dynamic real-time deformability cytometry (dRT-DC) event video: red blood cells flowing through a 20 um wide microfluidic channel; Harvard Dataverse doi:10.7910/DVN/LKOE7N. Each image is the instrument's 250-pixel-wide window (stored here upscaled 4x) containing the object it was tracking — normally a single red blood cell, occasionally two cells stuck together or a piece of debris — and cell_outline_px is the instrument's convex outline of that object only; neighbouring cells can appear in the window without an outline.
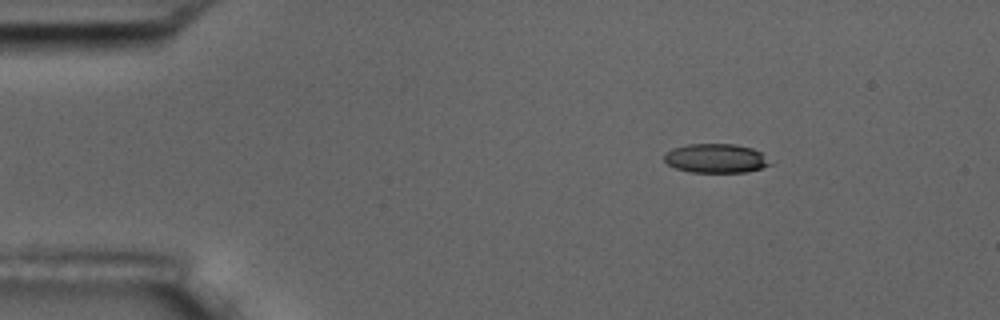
{"species": "common noctule bat (a hibernating species)", "species_latin": "Nyctalus noctula", "temperature_condition": "room temperature", "stored_images_in_passage": 50, "camera_frame_rate_fps": 3000, "um_per_image_px": 0.085, "animal": {"sex": "male", "body_mass_g": 17.5, "forearm_length_mm": 52.3}, "frame": {"image": 1, "passage_image": 2, "time_ms": 0.333, "image_size_px": [1000, 320], "cell_outline_px": [[772, 164], [760, 168], [744, 172], [692, 172], [676, 168], [668, 164], [664, 160], [664, 152], [672, 148], [688, 144], [736, 144], [752, 148], [760, 152]], "centroid_in_image_um": [60.81, 13.45], "position_along_channel_um": 24.2, "area_um2": 17.86}}
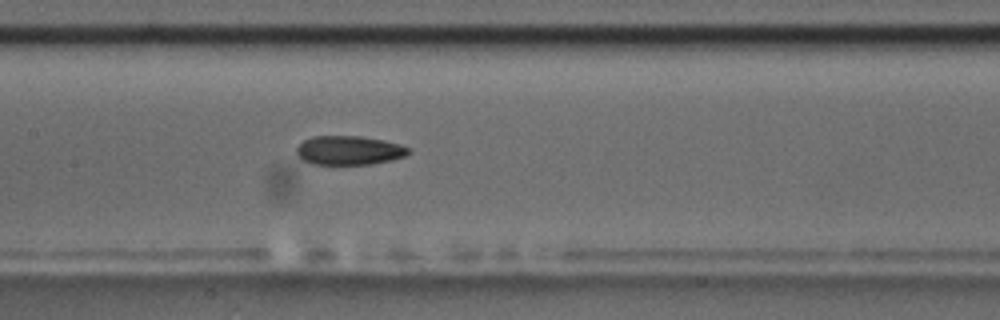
{"frame": {"image": 2, "passage_image": 21, "time_ms": 6.667, "image_size_px": [1000, 320], "cell_outline_px": [[412, 152], [404, 156], [392, 160], [372, 164], [312, 164], [296, 156], [296, 148], [304, 140], [312, 136], [360, 136], [384, 140], [400, 144], [412, 148]], "centroid_in_image_um": [29.7, 12.78], "position_along_channel_um": 177.7, "area_um2": 19.13}}
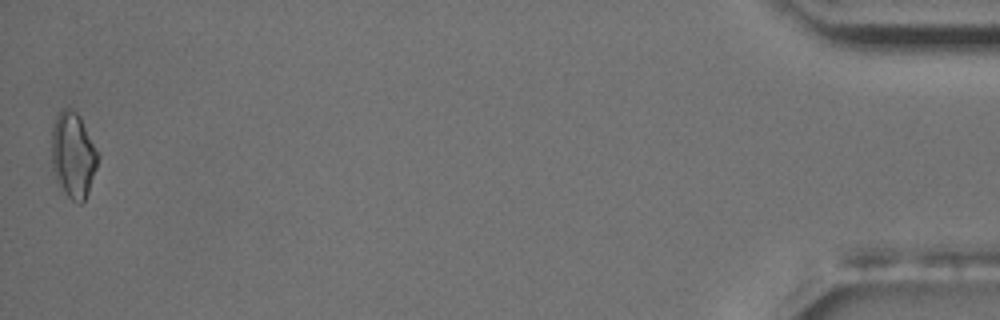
{"frame": {"image": 3, "passage_image": 50, "time_ms": 16.333, "image_size_px": [1000, 320], "cell_outline_px": [[100, 156], [88, 192], [84, 200], [80, 204], [72, 200], [68, 196], [60, 184], [52, 168], [52, 124], [56, 116], [68, 104], [80, 116]], "centroid_in_image_um": [6.22, 13.12], "position_along_channel_um": 429.0, "area_um2": 22.95}, "authors_computed_cell_mechanics": {"area_um2": 19.4208, "velocity_mm_per_s": 3.5591, "shape_relaxation_time_tau1_ms": 11.209, "shape_relaxation_time_tau2_ms": 8.4083, "deformation_change_tau1": 0.1718, "deformation_change_tau2": 0.1665}}